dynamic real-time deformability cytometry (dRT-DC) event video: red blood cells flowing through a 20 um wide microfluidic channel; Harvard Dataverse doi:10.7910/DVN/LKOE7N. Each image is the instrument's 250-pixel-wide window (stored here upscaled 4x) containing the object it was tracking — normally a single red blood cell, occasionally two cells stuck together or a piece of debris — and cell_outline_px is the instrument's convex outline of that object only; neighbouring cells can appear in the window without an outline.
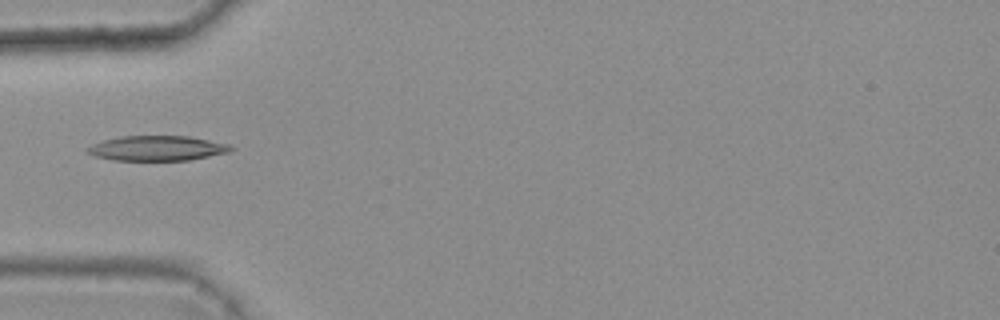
{"species": "common noctule bat (a hibernating species)", "species_latin": "Nyctalus noctula", "temperature_condition": "warm", "stored_images_in_passage": 7, "camera_frame_rate_fps": 3000, "um_per_image_px": 0.085, "animal": {"sex": "female", "body_mass_g": 25.1}, "frame": {"image": 1, "passage_image": 4, "time_ms": 1.0, "image_size_px": [1000, 320], "cell_outline_px": [[236, 148], [228, 152], [188, 160], [112, 160], [96, 156], [84, 152], [92, 144], [104, 140], [120, 136], [192, 136], [232, 144]], "centroid_in_image_um": [13.4, 12.59], "position_along_channel_um": 71.6, "area_um2": 20.98}}
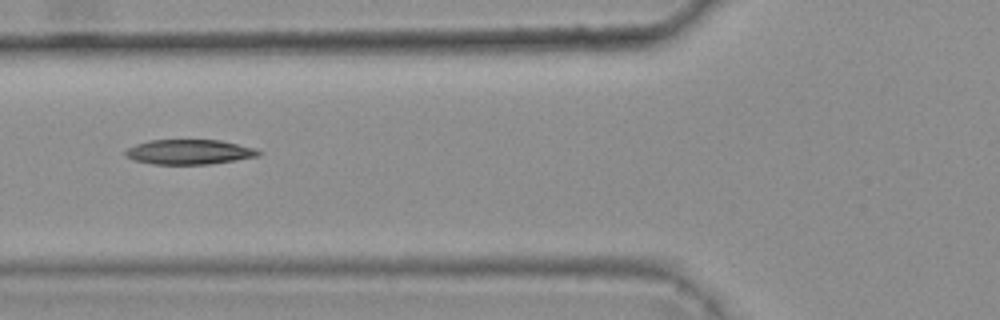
{"frame": {"image": 2, "passage_image": 5, "time_ms": 1.333, "image_size_px": [1000, 320], "cell_outline_px": [[264, 152], [260, 156], [236, 160], [208, 164], [152, 164], [136, 160], [128, 156], [124, 152], [128, 148], [136, 144], [148, 140], [220, 140], [256, 148]], "centroid_in_image_um": [16.15, 12.91], "position_along_channel_um": 109.6, "area_um2": 19.25}}
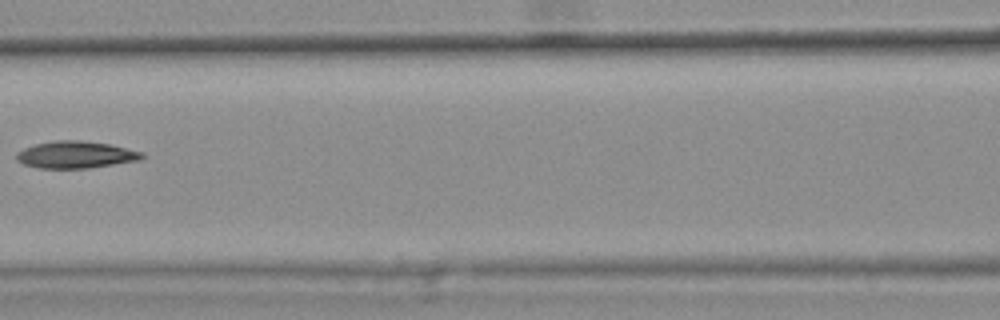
{"frame": {"image": 3, "passage_image": 6, "time_ms": 1.667, "image_size_px": [1000, 320], "cell_outline_px": [[144, 156], [140, 160], [88, 168], [40, 168], [24, 164], [16, 160], [16, 152], [24, 148], [36, 144], [56, 140], [80, 140], [108, 144], [144, 152]], "centroid_in_image_um": [6.42, 13.15], "position_along_channel_um": 160.2, "area_um2": 19.65}}